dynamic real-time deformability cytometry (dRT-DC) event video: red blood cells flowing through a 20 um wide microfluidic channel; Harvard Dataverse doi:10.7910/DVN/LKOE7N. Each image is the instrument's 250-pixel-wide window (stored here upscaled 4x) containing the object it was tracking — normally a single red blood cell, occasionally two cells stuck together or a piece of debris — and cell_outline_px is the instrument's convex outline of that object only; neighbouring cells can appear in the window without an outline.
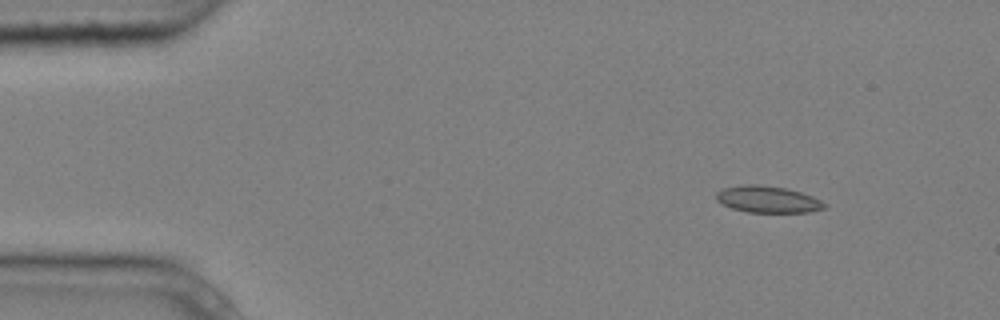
{"species": "common noctule bat (a hibernating species)", "species_latin": "Nyctalus noctula", "temperature_condition": "cold", "stored_images_in_passage": 7, "camera_frame_rate_fps": 3000, "um_per_image_px": 0.085, "animal": {"sex": "male", "body_mass_g": 20.4}, "frame": {"image": 1, "passage_image": 1, "time_ms": 0.0, "image_size_px": [1000, 320], "cell_outline_px": [[828, 208], [812, 212], [748, 212], [732, 208], [716, 200], [716, 192], [724, 188], [744, 184], [760, 184], [788, 188], [812, 196], [828, 204]], "centroid_in_image_um": [65.31, 16.94], "position_along_channel_um": 19.7, "area_um2": 16.99}}
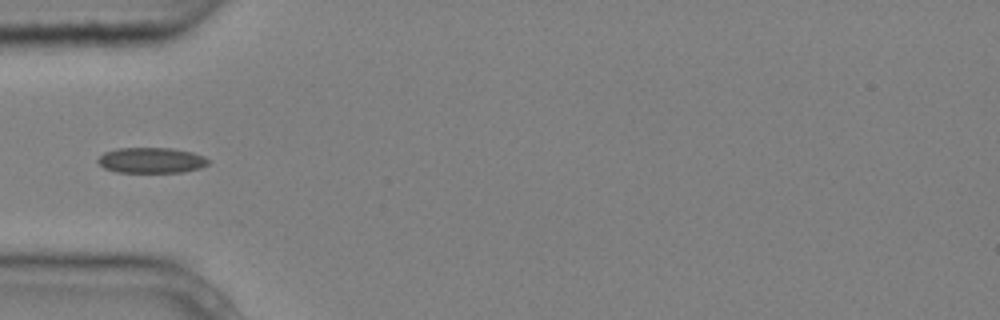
{"frame": {"image": 2, "passage_image": 4, "time_ms": 1.0, "image_size_px": [1000, 320], "cell_outline_px": [[208, 164], [200, 168], [184, 172], [116, 172], [104, 168], [96, 160], [104, 152], [116, 148], [172, 148], [192, 152], [204, 156], [208, 160]], "centroid_in_image_um": [12.85, 13.62], "position_along_channel_um": 72.2, "area_um2": 16.47}}
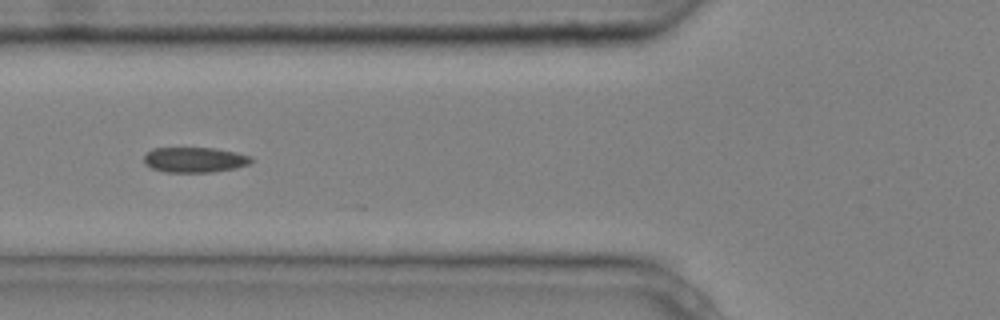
{"frame": {"image": 3, "passage_image": 5, "time_ms": 1.333, "image_size_px": [1000, 320], "cell_outline_px": [[252, 160], [248, 164], [236, 168], [212, 172], [164, 172], [152, 168], [144, 164], [144, 156], [152, 148], [216, 148], [236, 152], [252, 156]], "centroid_in_image_um": [16.54, 13.58], "position_along_channel_um": 109.3, "area_um2": 15.84}}